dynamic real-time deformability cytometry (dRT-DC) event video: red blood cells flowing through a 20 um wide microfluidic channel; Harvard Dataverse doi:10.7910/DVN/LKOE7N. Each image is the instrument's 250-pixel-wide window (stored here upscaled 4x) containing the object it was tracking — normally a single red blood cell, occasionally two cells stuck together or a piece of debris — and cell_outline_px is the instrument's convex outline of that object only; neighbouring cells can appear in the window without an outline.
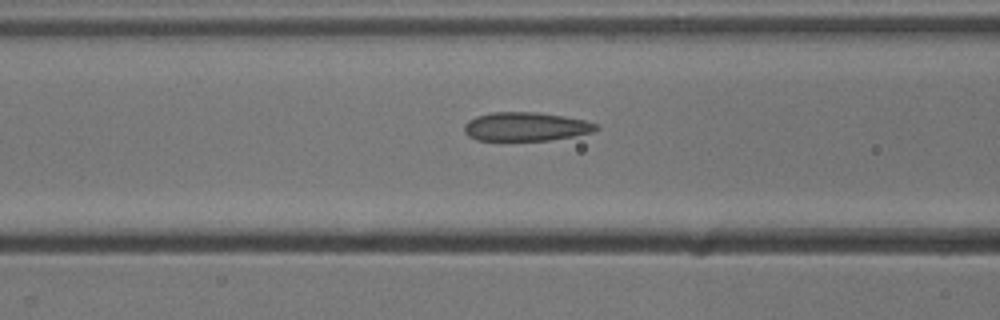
{"species": "common noctule bat (a hibernating species)", "species_latin": "Nyctalus noctula", "temperature_condition": "cold", "stored_images_in_passage": 18, "camera_frame_rate_fps": 3000, "um_per_image_px": 0.085, "animal": {"sex": "male", "body_mass_g": 13.3}, "frame": {"image": 1, "passage_image": 16, "time_ms": 5.0, "image_size_px": [1000, 320], "cell_outline_px": [[600, 128], [592, 132], [572, 136], [548, 140], [476, 140], [468, 136], [464, 132], [464, 124], [468, 120], [476, 116], [492, 112], [536, 112], [564, 116], [584, 120], [596, 124]], "centroid_in_image_um": [44.66, 10.76], "position_along_channel_um": 121.9, "area_um2": 22.02}}